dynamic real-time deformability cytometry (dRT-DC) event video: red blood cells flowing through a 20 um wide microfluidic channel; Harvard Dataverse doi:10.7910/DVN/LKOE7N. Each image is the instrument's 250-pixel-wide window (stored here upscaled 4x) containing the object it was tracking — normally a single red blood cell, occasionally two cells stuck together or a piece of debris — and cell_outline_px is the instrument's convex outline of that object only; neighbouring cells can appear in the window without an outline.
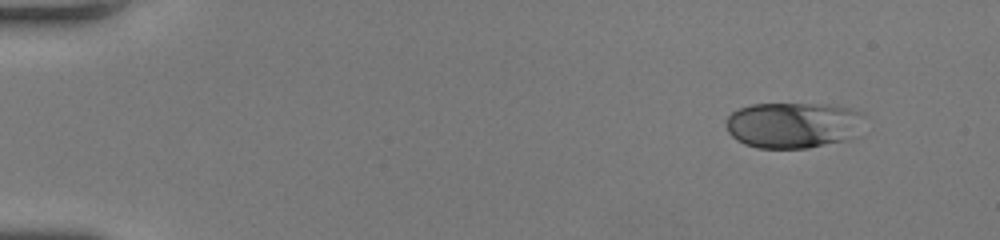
{"species": "human", "species_latin": "Homo sapiens", "temperature_condition": "room temperature", "stored_images_in_passage": 46, "camera_frame_rate_fps": 3000, "um_per_image_px": 0.085, "donor": {"sex": "female"}, "frame": {"image": 1, "passage_image": 1, "time_ms": 0.0, "image_size_px": [1000, 240], "cell_outline_px": [[864, 116], [860, 136], [852, 140], [808, 148], [756, 148], [744, 144], [736, 140], [728, 132], [728, 116], [732, 112], [740, 108], [752, 104], [832, 104], [864, 112]], "centroid_in_image_um": [67.52, 10.64], "position_along_channel_um": 17.5, "area_um2": 37.8}}
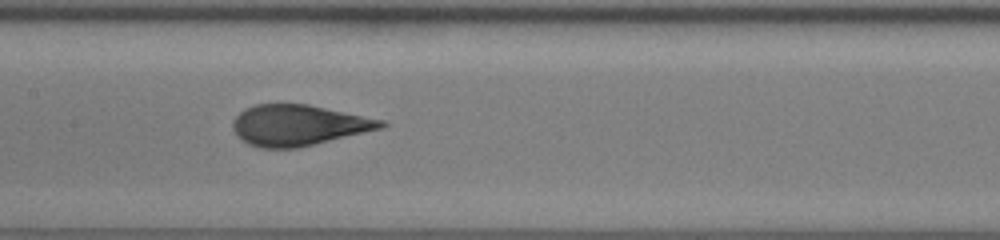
{"frame": {"image": 2, "passage_image": 22, "time_ms": 7.0, "image_size_px": [1000, 240], "cell_outline_px": [[388, 124], [380, 128], [296, 148], [260, 148], [248, 144], [236, 136], [232, 128], [232, 120], [244, 108], [256, 104], [308, 104], [384, 120]], "centroid_in_image_um": [25.29, 10.63], "position_along_channel_um": 182.1, "area_um2": 34.97}}
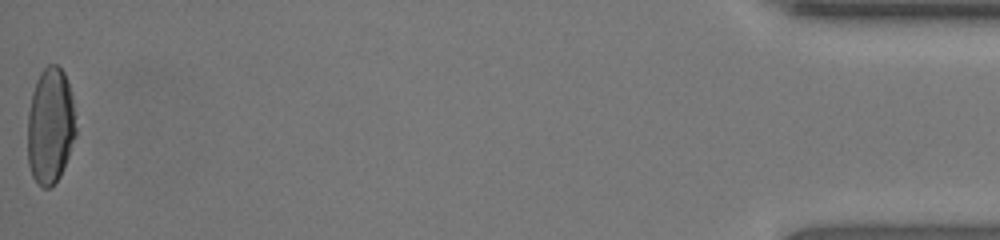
{"frame": {"image": 3, "passage_image": 46, "time_ms": 15.0, "image_size_px": [1000, 240], "cell_outline_px": [[76, 136], [64, 168], [60, 176], [48, 188], [44, 188], [36, 184], [32, 176], [28, 164], [28, 112], [32, 92], [36, 80], [40, 72], [48, 64], [56, 64], [64, 72], [72, 92], [76, 112]], "centroid_in_image_um": [4.29, 10.69], "position_along_channel_um": 430.9, "area_um2": 33.35}, "authors_computed_cell_mechanics": {"area_um2": 35.6915, "velocity_mm_per_s": 4.2623, "shape_relaxation_time_tau1_ms": 7.5794, "shape_relaxation_time_tau2_ms": null, "deformation_change_tau1": 0.2661, "deformation_change_tau2": null}}